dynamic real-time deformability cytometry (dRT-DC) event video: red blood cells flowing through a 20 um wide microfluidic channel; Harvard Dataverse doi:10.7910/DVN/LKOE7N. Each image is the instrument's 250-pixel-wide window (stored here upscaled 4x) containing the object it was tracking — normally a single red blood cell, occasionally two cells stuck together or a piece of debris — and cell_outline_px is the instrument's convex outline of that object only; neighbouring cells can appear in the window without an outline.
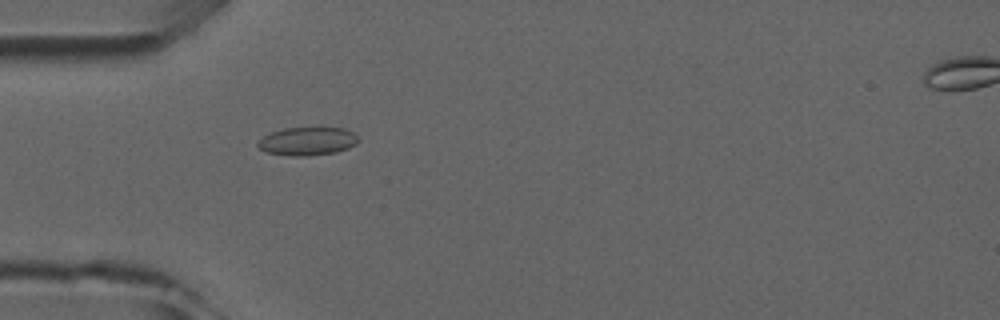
{"species": "common noctule bat (a hibernating species)", "species_latin": "Nyctalus noctula", "temperature_condition": "room temperature", "stored_images_in_passage": 5, "camera_frame_rate_fps": 3000, "um_per_image_px": 0.085, "animal": {"sex": "male", "forearm_length_mm": 52.5}, "frame": {"image": 1, "passage_image": 4, "time_ms": 4.333, "image_size_px": [1000, 320], "cell_outline_px": [[360, 140], [356, 144], [348, 148], [336, 152], [308, 156], [288, 156], [264, 152], [256, 144], [264, 136], [272, 132], [284, 128], [344, 128], [352, 132]], "centroid_in_image_um": [26.13, 12.02], "position_along_channel_um": 58.9, "area_um2": 16.53}}